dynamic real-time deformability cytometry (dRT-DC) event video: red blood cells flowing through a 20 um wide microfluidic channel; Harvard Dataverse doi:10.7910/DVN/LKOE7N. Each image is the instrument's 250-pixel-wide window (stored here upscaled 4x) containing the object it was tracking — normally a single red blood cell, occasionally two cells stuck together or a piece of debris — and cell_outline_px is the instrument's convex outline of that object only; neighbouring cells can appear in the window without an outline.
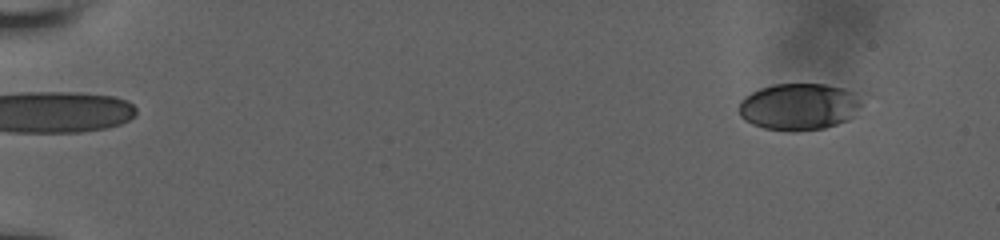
{"species": "human", "species_latin": "Homo sapiens", "temperature_condition": "room temperature", "stored_images_in_passage": 9, "camera_frame_rate_fps": 3000, "um_per_image_px": 0.085, "donor": {"sex": "male"}, "frame": {"image": 1, "passage_image": 3, "time_ms": 1.333, "image_size_px": [1000, 240], "cell_outline_px": [[860, 104], [852, 116], [848, 120], [824, 128], [764, 128], [752, 124], [744, 120], [740, 116], [736, 108], [740, 100], [744, 96], [760, 88], [772, 84], [824, 84], [844, 88], [856, 92]], "centroid_in_image_um": [67.85, 9.01], "position_along_channel_um": 17.1, "area_um2": 32.83}}